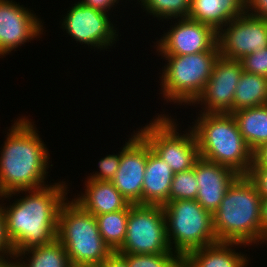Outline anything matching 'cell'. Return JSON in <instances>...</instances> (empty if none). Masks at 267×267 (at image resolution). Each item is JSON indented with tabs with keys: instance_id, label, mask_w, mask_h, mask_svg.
I'll list each match as a JSON object with an SVG mask.
<instances>
[{
	"instance_id": "6da1fadb",
	"label": "cell",
	"mask_w": 267,
	"mask_h": 267,
	"mask_svg": "<svg viewBox=\"0 0 267 267\" xmlns=\"http://www.w3.org/2000/svg\"><path fill=\"white\" fill-rule=\"evenodd\" d=\"M67 184L66 181L60 180L41 188L20 190L0 196L6 236L15 255L57 239L58 212L70 193ZM13 196L20 198H15L14 202L10 203ZM3 200L9 203H3Z\"/></svg>"
},
{
	"instance_id": "7a4b0ae2",
	"label": "cell",
	"mask_w": 267,
	"mask_h": 267,
	"mask_svg": "<svg viewBox=\"0 0 267 267\" xmlns=\"http://www.w3.org/2000/svg\"><path fill=\"white\" fill-rule=\"evenodd\" d=\"M13 123L0 148V196L44 187L50 176L49 150L34 121L18 116Z\"/></svg>"
},
{
	"instance_id": "3957f363",
	"label": "cell",
	"mask_w": 267,
	"mask_h": 267,
	"mask_svg": "<svg viewBox=\"0 0 267 267\" xmlns=\"http://www.w3.org/2000/svg\"><path fill=\"white\" fill-rule=\"evenodd\" d=\"M260 211L261 196L255 185L247 175H239L213 213L217 240L246 244L248 250L261 245Z\"/></svg>"
},
{
	"instance_id": "277c9868",
	"label": "cell",
	"mask_w": 267,
	"mask_h": 267,
	"mask_svg": "<svg viewBox=\"0 0 267 267\" xmlns=\"http://www.w3.org/2000/svg\"><path fill=\"white\" fill-rule=\"evenodd\" d=\"M190 127L196 137L200 157L246 175L253 161L249 148L230 113L198 112Z\"/></svg>"
},
{
	"instance_id": "5b68a950",
	"label": "cell",
	"mask_w": 267,
	"mask_h": 267,
	"mask_svg": "<svg viewBox=\"0 0 267 267\" xmlns=\"http://www.w3.org/2000/svg\"><path fill=\"white\" fill-rule=\"evenodd\" d=\"M57 240L72 267H97L113 252L99 232L96 217L68 197L58 212Z\"/></svg>"
},
{
	"instance_id": "8992f818",
	"label": "cell",
	"mask_w": 267,
	"mask_h": 267,
	"mask_svg": "<svg viewBox=\"0 0 267 267\" xmlns=\"http://www.w3.org/2000/svg\"><path fill=\"white\" fill-rule=\"evenodd\" d=\"M219 57V49L190 55H161L167 63L159 73V94L164 102L191 106L204 90Z\"/></svg>"
},
{
	"instance_id": "52a82bcc",
	"label": "cell",
	"mask_w": 267,
	"mask_h": 267,
	"mask_svg": "<svg viewBox=\"0 0 267 267\" xmlns=\"http://www.w3.org/2000/svg\"><path fill=\"white\" fill-rule=\"evenodd\" d=\"M169 245L180 257L217 243L213 214L197 200H174L162 206Z\"/></svg>"
},
{
	"instance_id": "ba28073f",
	"label": "cell",
	"mask_w": 267,
	"mask_h": 267,
	"mask_svg": "<svg viewBox=\"0 0 267 267\" xmlns=\"http://www.w3.org/2000/svg\"><path fill=\"white\" fill-rule=\"evenodd\" d=\"M163 113L153 117L149 124L141 129L139 127L137 131L174 174L189 170L200 158L195 134L190 127L181 131L177 118Z\"/></svg>"
},
{
	"instance_id": "9c48e42d",
	"label": "cell",
	"mask_w": 267,
	"mask_h": 267,
	"mask_svg": "<svg viewBox=\"0 0 267 267\" xmlns=\"http://www.w3.org/2000/svg\"><path fill=\"white\" fill-rule=\"evenodd\" d=\"M172 251L162 206L130 204L127 232L119 254H158Z\"/></svg>"
},
{
	"instance_id": "30bf717a",
	"label": "cell",
	"mask_w": 267,
	"mask_h": 267,
	"mask_svg": "<svg viewBox=\"0 0 267 267\" xmlns=\"http://www.w3.org/2000/svg\"><path fill=\"white\" fill-rule=\"evenodd\" d=\"M72 5L66 16L60 20L62 31L66 30L67 37L70 36L77 44H85L94 51L109 49L114 43L116 45L119 41V28H115L112 18H109L111 14L93 9L79 1Z\"/></svg>"
},
{
	"instance_id": "8fae6325",
	"label": "cell",
	"mask_w": 267,
	"mask_h": 267,
	"mask_svg": "<svg viewBox=\"0 0 267 267\" xmlns=\"http://www.w3.org/2000/svg\"><path fill=\"white\" fill-rule=\"evenodd\" d=\"M220 56L242 60L267 47V20L247 12L231 20L217 32Z\"/></svg>"
},
{
	"instance_id": "7c38bea8",
	"label": "cell",
	"mask_w": 267,
	"mask_h": 267,
	"mask_svg": "<svg viewBox=\"0 0 267 267\" xmlns=\"http://www.w3.org/2000/svg\"><path fill=\"white\" fill-rule=\"evenodd\" d=\"M174 20H171L174 25H170L169 30L167 28L162 37L153 42L158 56L218 50L217 32L212 27L188 17Z\"/></svg>"
},
{
	"instance_id": "4fadbf2b",
	"label": "cell",
	"mask_w": 267,
	"mask_h": 267,
	"mask_svg": "<svg viewBox=\"0 0 267 267\" xmlns=\"http://www.w3.org/2000/svg\"><path fill=\"white\" fill-rule=\"evenodd\" d=\"M38 17L34 10L19 2L0 0V58L15 52L24 43L41 38L43 32L45 34V22Z\"/></svg>"
},
{
	"instance_id": "5bb4252c",
	"label": "cell",
	"mask_w": 267,
	"mask_h": 267,
	"mask_svg": "<svg viewBox=\"0 0 267 267\" xmlns=\"http://www.w3.org/2000/svg\"><path fill=\"white\" fill-rule=\"evenodd\" d=\"M240 60L222 58L214 64L213 72L200 96L191 105L202 113L234 112V94L242 74ZM202 106V107H201Z\"/></svg>"
},
{
	"instance_id": "9a60e30c",
	"label": "cell",
	"mask_w": 267,
	"mask_h": 267,
	"mask_svg": "<svg viewBox=\"0 0 267 267\" xmlns=\"http://www.w3.org/2000/svg\"><path fill=\"white\" fill-rule=\"evenodd\" d=\"M126 141L121 147L120 166L111 182L130 204H142L147 141L137 129Z\"/></svg>"
},
{
	"instance_id": "2e32d148",
	"label": "cell",
	"mask_w": 267,
	"mask_h": 267,
	"mask_svg": "<svg viewBox=\"0 0 267 267\" xmlns=\"http://www.w3.org/2000/svg\"><path fill=\"white\" fill-rule=\"evenodd\" d=\"M238 176L239 174L232 168L200 157L195 163V177L198 182L196 200L205 210L213 214Z\"/></svg>"
},
{
	"instance_id": "e0dca14e",
	"label": "cell",
	"mask_w": 267,
	"mask_h": 267,
	"mask_svg": "<svg viewBox=\"0 0 267 267\" xmlns=\"http://www.w3.org/2000/svg\"><path fill=\"white\" fill-rule=\"evenodd\" d=\"M174 173L147 143V161L142 187V205L163 206L169 202Z\"/></svg>"
},
{
	"instance_id": "ac0fdd59",
	"label": "cell",
	"mask_w": 267,
	"mask_h": 267,
	"mask_svg": "<svg viewBox=\"0 0 267 267\" xmlns=\"http://www.w3.org/2000/svg\"><path fill=\"white\" fill-rule=\"evenodd\" d=\"M84 184L83 193L75 194L72 199L94 216L123 210L130 205L111 181L85 180Z\"/></svg>"
},
{
	"instance_id": "d6986e66",
	"label": "cell",
	"mask_w": 267,
	"mask_h": 267,
	"mask_svg": "<svg viewBox=\"0 0 267 267\" xmlns=\"http://www.w3.org/2000/svg\"><path fill=\"white\" fill-rule=\"evenodd\" d=\"M247 12V0H191L188 18L212 27L216 32Z\"/></svg>"
},
{
	"instance_id": "ffe728a7",
	"label": "cell",
	"mask_w": 267,
	"mask_h": 267,
	"mask_svg": "<svg viewBox=\"0 0 267 267\" xmlns=\"http://www.w3.org/2000/svg\"><path fill=\"white\" fill-rule=\"evenodd\" d=\"M242 246L247 247L246 244L218 241L190 252L186 258L194 267H248L251 258L247 253L236 251Z\"/></svg>"
},
{
	"instance_id": "44dd1931",
	"label": "cell",
	"mask_w": 267,
	"mask_h": 267,
	"mask_svg": "<svg viewBox=\"0 0 267 267\" xmlns=\"http://www.w3.org/2000/svg\"><path fill=\"white\" fill-rule=\"evenodd\" d=\"M231 114L252 151L267 142V104L240 109Z\"/></svg>"
},
{
	"instance_id": "7402d4cb",
	"label": "cell",
	"mask_w": 267,
	"mask_h": 267,
	"mask_svg": "<svg viewBox=\"0 0 267 267\" xmlns=\"http://www.w3.org/2000/svg\"><path fill=\"white\" fill-rule=\"evenodd\" d=\"M14 259L17 267H72L65 248L57 239L46 245L20 251Z\"/></svg>"
},
{
	"instance_id": "603a6c76",
	"label": "cell",
	"mask_w": 267,
	"mask_h": 267,
	"mask_svg": "<svg viewBox=\"0 0 267 267\" xmlns=\"http://www.w3.org/2000/svg\"><path fill=\"white\" fill-rule=\"evenodd\" d=\"M267 104V77L242 71L234 94V112Z\"/></svg>"
},
{
	"instance_id": "cb8c5ba5",
	"label": "cell",
	"mask_w": 267,
	"mask_h": 267,
	"mask_svg": "<svg viewBox=\"0 0 267 267\" xmlns=\"http://www.w3.org/2000/svg\"><path fill=\"white\" fill-rule=\"evenodd\" d=\"M129 206L115 212L96 215L99 232L113 252L123 244L127 232Z\"/></svg>"
},
{
	"instance_id": "d4e9b609",
	"label": "cell",
	"mask_w": 267,
	"mask_h": 267,
	"mask_svg": "<svg viewBox=\"0 0 267 267\" xmlns=\"http://www.w3.org/2000/svg\"><path fill=\"white\" fill-rule=\"evenodd\" d=\"M137 3L159 21L187 18L191 9V0H138Z\"/></svg>"
},
{
	"instance_id": "484cf974",
	"label": "cell",
	"mask_w": 267,
	"mask_h": 267,
	"mask_svg": "<svg viewBox=\"0 0 267 267\" xmlns=\"http://www.w3.org/2000/svg\"><path fill=\"white\" fill-rule=\"evenodd\" d=\"M197 194L198 182L195 177V165L189 170L174 174L169 193V202L174 200H196Z\"/></svg>"
},
{
	"instance_id": "4316f807",
	"label": "cell",
	"mask_w": 267,
	"mask_h": 267,
	"mask_svg": "<svg viewBox=\"0 0 267 267\" xmlns=\"http://www.w3.org/2000/svg\"><path fill=\"white\" fill-rule=\"evenodd\" d=\"M128 267H173L180 256L174 251L158 254H121Z\"/></svg>"
},
{
	"instance_id": "83f0119b",
	"label": "cell",
	"mask_w": 267,
	"mask_h": 267,
	"mask_svg": "<svg viewBox=\"0 0 267 267\" xmlns=\"http://www.w3.org/2000/svg\"><path fill=\"white\" fill-rule=\"evenodd\" d=\"M121 159V148L118 153L107 154L105 157L101 158L98 162V170L91 175L87 176V180H95V181H112L115 173L117 172L120 166Z\"/></svg>"
},
{
	"instance_id": "f1b7e54d",
	"label": "cell",
	"mask_w": 267,
	"mask_h": 267,
	"mask_svg": "<svg viewBox=\"0 0 267 267\" xmlns=\"http://www.w3.org/2000/svg\"><path fill=\"white\" fill-rule=\"evenodd\" d=\"M240 62L243 71L267 77V47L261 51L253 52Z\"/></svg>"
},
{
	"instance_id": "f546056e",
	"label": "cell",
	"mask_w": 267,
	"mask_h": 267,
	"mask_svg": "<svg viewBox=\"0 0 267 267\" xmlns=\"http://www.w3.org/2000/svg\"><path fill=\"white\" fill-rule=\"evenodd\" d=\"M246 175L255 185L261 198H267V167H250Z\"/></svg>"
},
{
	"instance_id": "4dcf8cb0",
	"label": "cell",
	"mask_w": 267,
	"mask_h": 267,
	"mask_svg": "<svg viewBox=\"0 0 267 267\" xmlns=\"http://www.w3.org/2000/svg\"><path fill=\"white\" fill-rule=\"evenodd\" d=\"M14 249L6 236L5 216L0 206V260L14 258Z\"/></svg>"
},
{
	"instance_id": "1f68e13d",
	"label": "cell",
	"mask_w": 267,
	"mask_h": 267,
	"mask_svg": "<svg viewBox=\"0 0 267 267\" xmlns=\"http://www.w3.org/2000/svg\"><path fill=\"white\" fill-rule=\"evenodd\" d=\"M122 1V0H121ZM84 5H87L93 9L102 11L104 13L110 14L113 11L114 7H116L120 0H79Z\"/></svg>"
},
{
	"instance_id": "d6a6232c",
	"label": "cell",
	"mask_w": 267,
	"mask_h": 267,
	"mask_svg": "<svg viewBox=\"0 0 267 267\" xmlns=\"http://www.w3.org/2000/svg\"><path fill=\"white\" fill-rule=\"evenodd\" d=\"M247 13L267 20V0H247Z\"/></svg>"
},
{
	"instance_id": "836d02e7",
	"label": "cell",
	"mask_w": 267,
	"mask_h": 267,
	"mask_svg": "<svg viewBox=\"0 0 267 267\" xmlns=\"http://www.w3.org/2000/svg\"><path fill=\"white\" fill-rule=\"evenodd\" d=\"M251 167H267V142L253 151Z\"/></svg>"
},
{
	"instance_id": "e575fe53",
	"label": "cell",
	"mask_w": 267,
	"mask_h": 267,
	"mask_svg": "<svg viewBox=\"0 0 267 267\" xmlns=\"http://www.w3.org/2000/svg\"><path fill=\"white\" fill-rule=\"evenodd\" d=\"M97 267H128L127 260L119 253L112 252L101 264Z\"/></svg>"
},
{
	"instance_id": "d590c367",
	"label": "cell",
	"mask_w": 267,
	"mask_h": 267,
	"mask_svg": "<svg viewBox=\"0 0 267 267\" xmlns=\"http://www.w3.org/2000/svg\"><path fill=\"white\" fill-rule=\"evenodd\" d=\"M261 244L267 245V198H261Z\"/></svg>"
},
{
	"instance_id": "8d00e7d4",
	"label": "cell",
	"mask_w": 267,
	"mask_h": 267,
	"mask_svg": "<svg viewBox=\"0 0 267 267\" xmlns=\"http://www.w3.org/2000/svg\"><path fill=\"white\" fill-rule=\"evenodd\" d=\"M173 267H194L186 257H180Z\"/></svg>"
},
{
	"instance_id": "74e56055",
	"label": "cell",
	"mask_w": 267,
	"mask_h": 267,
	"mask_svg": "<svg viewBox=\"0 0 267 267\" xmlns=\"http://www.w3.org/2000/svg\"><path fill=\"white\" fill-rule=\"evenodd\" d=\"M0 267H17L16 261L14 258L0 260Z\"/></svg>"
}]
</instances>
